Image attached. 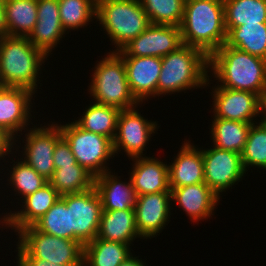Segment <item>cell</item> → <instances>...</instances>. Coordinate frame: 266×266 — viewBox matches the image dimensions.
I'll return each mask as SVG.
<instances>
[{
	"instance_id": "obj_26",
	"label": "cell",
	"mask_w": 266,
	"mask_h": 266,
	"mask_svg": "<svg viewBox=\"0 0 266 266\" xmlns=\"http://www.w3.org/2000/svg\"><path fill=\"white\" fill-rule=\"evenodd\" d=\"M223 6L227 33L243 24L266 22V0H223Z\"/></svg>"
},
{
	"instance_id": "obj_16",
	"label": "cell",
	"mask_w": 266,
	"mask_h": 266,
	"mask_svg": "<svg viewBox=\"0 0 266 266\" xmlns=\"http://www.w3.org/2000/svg\"><path fill=\"white\" fill-rule=\"evenodd\" d=\"M33 95L27 89L0 86V127L14 139L29 125Z\"/></svg>"
},
{
	"instance_id": "obj_20",
	"label": "cell",
	"mask_w": 266,
	"mask_h": 266,
	"mask_svg": "<svg viewBox=\"0 0 266 266\" xmlns=\"http://www.w3.org/2000/svg\"><path fill=\"white\" fill-rule=\"evenodd\" d=\"M170 191L171 201L179 204L192 222L208 219L213 215L220 199L205 183L170 188Z\"/></svg>"
},
{
	"instance_id": "obj_19",
	"label": "cell",
	"mask_w": 266,
	"mask_h": 266,
	"mask_svg": "<svg viewBox=\"0 0 266 266\" xmlns=\"http://www.w3.org/2000/svg\"><path fill=\"white\" fill-rule=\"evenodd\" d=\"M130 178L136 196L158 192H171L168 165L155 157H134Z\"/></svg>"
},
{
	"instance_id": "obj_17",
	"label": "cell",
	"mask_w": 266,
	"mask_h": 266,
	"mask_svg": "<svg viewBox=\"0 0 266 266\" xmlns=\"http://www.w3.org/2000/svg\"><path fill=\"white\" fill-rule=\"evenodd\" d=\"M126 67L130 90L139 103L157 96V84L161 72L160 57L121 56ZM148 97V99H147Z\"/></svg>"
},
{
	"instance_id": "obj_28",
	"label": "cell",
	"mask_w": 266,
	"mask_h": 266,
	"mask_svg": "<svg viewBox=\"0 0 266 266\" xmlns=\"http://www.w3.org/2000/svg\"><path fill=\"white\" fill-rule=\"evenodd\" d=\"M92 103L75 123L86 131L106 136L113 141L121 110L97 102Z\"/></svg>"
},
{
	"instance_id": "obj_4",
	"label": "cell",
	"mask_w": 266,
	"mask_h": 266,
	"mask_svg": "<svg viewBox=\"0 0 266 266\" xmlns=\"http://www.w3.org/2000/svg\"><path fill=\"white\" fill-rule=\"evenodd\" d=\"M157 95L208 86L209 57L200 49L183 44L161 58Z\"/></svg>"
},
{
	"instance_id": "obj_35",
	"label": "cell",
	"mask_w": 266,
	"mask_h": 266,
	"mask_svg": "<svg viewBox=\"0 0 266 266\" xmlns=\"http://www.w3.org/2000/svg\"><path fill=\"white\" fill-rule=\"evenodd\" d=\"M12 161L16 165L13 164L8 181L14 187L16 194L22 195V198L34 193L49 182L24 160L18 162Z\"/></svg>"
},
{
	"instance_id": "obj_13",
	"label": "cell",
	"mask_w": 266,
	"mask_h": 266,
	"mask_svg": "<svg viewBox=\"0 0 266 266\" xmlns=\"http://www.w3.org/2000/svg\"><path fill=\"white\" fill-rule=\"evenodd\" d=\"M23 155L20 160H24L34 170L48 181L52 178L55 167L53 163V153L57 140L62 136L60 125L41 126L30 128L25 134Z\"/></svg>"
},
{
	"instance_id": "obj_43",
	"label": "cell",
	"mask_w": 266,
	"mask_h": 266,
	"mask_svg": "<svg viewBox=\"0 0 266 266\" xmlns=\"http://www.w3.org/2000/svg\"><path fill=\"white\" fill-rule=\"evenodd\" d=\"M260 114H262L261 122L266 125V91L261 95Z\"/></svg>"
},
{
	"instance_id": "obj_30",
	"label": "cell",
	"mask_w": 266,
	"mask_h": 266,
	"mask_svg": "<svg viewBox=\"0 0 266 266\" xmlns=\"http://www.w3.org/2000/svg\"><path fill=\"white\" fill-rule=\"evenodd\" d=\"M49 183L63 196L89 190L94 186V176L79 164L60 166Z\"/></svg>"
},
{
	"instance_id": "obj_7",
	"label": "cell",
	"mask_w": 266,
	"mask_h": 266,
	"mask_svg": "<svg viewBox=\"0 0 266 266\" xmlns=\"http://www.w3.org/2000/svg\"><path fill=\"white\" fill-rule=\"evenodd\" d=\"M18 258L43 259L64 266H83L84 246L72 239L38 231L33 225L18 231Z\"/></svg>"
},
{
	"instance_id": "obj_6",
	"label": "cell",
	"mask_w": 266,
	"mask_h": 266,
	"mask_svg": "<svg viewBox=\"0 0 266 266\" xmlns=\"http://www.w3.org/2000/svg\"><path fill=\"white\" fill-rule=\"evenodd\" d=\"M94 69L88 89L94 102L120 110L140 104L130 90L124 60L117 52L111 51Z\"/></svg>"
},
{
	"instance_id": "obj_3",
	"label": "cell",
	"mask_w": 266,
	"mask_h": 266,
	"mask_svg": "<svg viewBox=\"0 0 266 266\" xmlns=\"http://www.w3.org/2000/svg\"><path fill=\"white\" fill-rule=\"evenodd\" d=\"M45 59L47 56L27 37L4 36L0 39V86L23 88L35 94Z\"/></svg>"
},
{
	"instance_id": "obj_32",
	"label": "cell",
	"mask_w": 266,
	"mask_h": 266,
	"mask_svg": "<svg viewBox=\"0 0 266 266\" xmlns=\"http://www.w3.org/2000/svg\"><path fill=\"white\" fill-rule=\"evenodd\" d=\"M150 24L180 27L185 0H139Z\"/></svg>"
},
{
	"instance_id": "obj_11",
	"label": "cell",
	"mask_w": 266,
	"mask_h": 266,
	"mask_svg": "<svg viewBox=\"0 0 266 266\" xmlns=\"http://www.w3.org/2000/svg\"><path fill=\"white\" fill-rule=\"evenodd\" d=\"M135 109L136 107L121 110L119 114L113 139L114 154L122 149L129 158L142 157L151 134L158 127L156 121H149Z\"/></svg>"
},
{
	"instance_id": "obj_12",
	"label": "cell",
	"mask_w": 266,
	"mask_h": 266,
	"mask_svg": "<svg viewBox=\"0 0 266 266\" xmlns=\"http://www.w3.org/2000/svg\"><path fill=\"white\" fill-rule=\"evenodd\" d=\"M182 45L180 27L150 24L143 33L130 40L117 53L120 56L162 58Z\"/></svg>"
},
{
	"instance_id": "obj_29",
	"label": "cell",
	"mask_w": 266,
	"mask_h": 266,
	"mask_svg": "<svg viewBox=\"0 0 266 266\" xmlns=\"http://www.w3.org/2000/svg\"><path fill=\"white\" fill-rule=\"evenodd\" d=\"M225 44L266 60V22L232 28Z\"/></svg>"
},
{
	"instance_id": "obj_40",
	"label": "cell",
	"mask_w": 266,
	"mask_h": 266,
	"mask_svg": "<svg viewBox=\"0 0 266 266\" xmlns=\"http://www.w3.org/2000/svg\"><path fill=\"white\" fill-rule=\"evenodd\" d=\"M18 266H64L43 259H18Z\"/></svg>"
},
{
	"instance_id": "obj_42",
	"label": "cell",
	"mask_w": 266,
	"mask_h": 266,
	"mask_svg": "<svg viewBox=\"0 0 266 266\" xmlns=\"http://www.w3.org/2000/svg\"><path fill=\"white\" fill-rule=\"evenodd\" d=\"M120 266H145L144 261L138 259V257L130 256L125 262H122ZM147 266V265H146Z\"/></svg>"
},
{
	"instance_id": "obj_2",
	"label": "cell",
	"mask_w": 266,
	"mask_h": 266,
	"mask_svg": "<svg viewBox=\"0 0 266 266\" xmlns=\"http://www.w3.org/2000/svg\"><path fill=\"white\" fill-rule=\"evenodd\" d=\"M180 30L183 44L210 57L227 38L223 0H185Z\"/></svg>"
},
{
	"instance_id": "obj_9",
	"label": "cell",
	"mask_w": 266,
	"mask_h": 266,
	"mask_svg": "<svg viewBox=\"0 0 266 266\" xmlns=\"http://www.w3.org/2000/svg\"><path fill=\"white\" fill-rule=\"evenodd\" d=\"M60 198L70 210V230L74 233V241L83 246L93 241L98 233L102 213V204L95 187Z\"/></svg>"
},
{
	"instance_id": "obj_22",
	"label": "cell",
	"mask_w": 266,
	"mask_h": 266,
	"mask_svg": "<svg viewBox=\"0 0 266 266\" xmlns=\"http://www.w3.org/2000/svg\"><path fill=\"white\" fill-rule=\"evenodd\" d=\"M118 178L111 171L94 177V187L100 197L102 211L135 210L136 194L131 178L128 182Z\"/></svg>"
},
{
	"instance_id": "obj_5",
	"label": "cell",
	"mask_w": 266,
	"mask_h": 266,
	"mask_svg": "<svg viewBox=\"0 0 266 266\" xmlns=\"http://www.w3.org/2000/svg\"><path fill=\"white\" fill-rule=\"evenodd\" d=\"M96 18L119 51L150 25L139 0H97Z\"/></svg>"
},
{
	"instance_id": "obj_36",
	"label": "cell",
	"mask_w": 266,
	"mask_h": 266,
	"mask_svg": "<svg viewBox=\"0 0 266 266\" xmlns=\"http://www.w3.org/2000/svg\"><path fill=\"white\" fill-rule=\"evenodd\" d=\"M66 31L61 20H37L34 29L27 37L30 42L40 49L47 57L60 42Z\"/></svg>"
},
{
	"instance_id": "obj_14",
	"label": "cell",
	"mask_w": 266,
	"mask_h": 266,
	"mask_svg": "<svg viewBox=\"0 0 266 266\" xmlns=\"http://www.w3.org/2000/svg\"><path fill=\"white\" fill-rule=\"evenodd\" d=\"M213 118L241 121L253 124L254 118L260 114L261 97L258 94L214 87Z\"/></svg>"
},
{
	"instance_id": "obj_21",
	"label": "cell",
	"mask_w": 266,
	"mask_h": 266,
	"mask_svg": "<svg viewBox=\"0 0 266 266\" xmlns=\"http://www.w3.org/2000/svg\"><path fill=\"white\" fill-rule=\"evenodd\" d=\"M174 158L173 163L168 165L169 188L205 183L201 149L184 141Z\"/></svg>"
},
{
	"instance_id": "obj_24",
	"label": "cell",
	"mask_w": 266,
	"mask_h": 266,
	"mask_svg": "<svg viewBox=\"0 0 266 266\" xmlns=\"http://www.w3.org/2000/svg\"><path fill=\"white\" fill-rule=\"evenodd\" d=\"M131 255L129 244L95 238L84 245L83 266H120Z\"/></svg>"
},
{
	"instance_id": "obj_39",
	"label": "cell",
	"mask_w": 266,
	"mask_h": 266,
	"mask_svg": "<svg viewBox=\"0 0 266 266\" xmlns=\"http://www.w3.org/2000/svg\"><path fill=\"white\" fill-rule=\"evenodd\" d=\"M15 144L14 138L0 127V159L12 154L10 152Z\"/></svg>"
},
{
	"instance_id": "obj_8",
	"label": "cell",
	"mask_w": 266,
	"mask_h": 266,
	"mask_svg": "<svg viewBox=\"0 0 266 266\" xmlns=\"http://www.w3.org/2000/svg\"><path fill=\"white\" fill-rule=\"evenodd\" d=\"M62 136L69 143L77 163L94 177L109 171L108 159L114 157L113 141L79 127L74 121L61 125Z\"/></svg>"
},
{
	"instance_id": "obj_27",
	"label": "cell",
	"mask_w": 266,
	"mask_h": 266,
	"mask_svg": "<svg viewBox=\"0 0 266 266\" xmlns=\"http://www.w3.org/2000/svg\"><path fill=\"white\" fill-rule=\"evenodd\" d=\"M213 120L210 129L213 146L241 154L252 124L222 118H214Z\"/></svg>"
},
{
	"instance_id": "obj_31",
	"label": "cell",
	"mask_w": 266,
	"mask_h": 266,
	"mask_svg": "<svg viewBox=\"0 0 266 266\" xmlns=\"http://www.w3.org/2000/svg\"><path fill=\"white\" fill-rule=\"evenodd\" d=\"M60 20L65 31L86 27L96 19L97 0H58Z\"/></svg>"
},
{
	"instance_id": "obj_18",
	"label": "cell",
	"mask_w": 266,
	"mask_h": 266,
	"mask_svg": "<svg viewBox=\"0 0 266 266\" xmlns=\"http://www.w3.org/2000/svg\"><path fill=\"white\" fill-rule=\"evenodd\" d=\"M59 198L60 195L57 190L48 182L42 188L22 199L24 205L22 204L23 207L20 211L14 213L10 211L3 216V221L0 220V222L3 223L2 226L8 225V228L12 227L15 232H18L37 222Z\"/></svg>"
},
{
	"instance_id": "obj_37",
	"label": "cell",
	"mask_w": 266,
	"mask_h": 266,
	"mask_svg": "<svg viewBox=\"0 0 266 266\" xmlns=\"http://www.w3.org/2000/svg\"><path fill=\"white\" fill-rule=\"evenodd\" d=\"M53 163L55 170L60 166H72L78 164L69 143L63 136L57 140L53 153Z\"/></svg>"
},
{
	"instance_id": "obj_25",
	"label": "cell",
	"mask_w": 266,
	"mask_h": 266,
	"mask_svg": "<svg viewBox=\"0 0 266 266\" xmlns=\"http://www.w3.org/2000/svg\"><path fill=\"white\" fill-rule=\"evenodd\" d=\"M8 36L28 37L37 22V0H4Z\"/></svg>"
},
{
	"instance_id": "obj_10",
	"label": "cell",
	"mask_w": 266,
	"mask_h": 266,
	"mask_svg": "<svg viewBox=\"0 0 266 266\" xmlns=\"http://www.w3.org/2000/svg\"><path fill=\"white\" fill-rule=\"evenodd\" d=\"M204 160V181L210 189L220 197V193L229 189L236 182L242 180L246 174L242 165L241 154L218 149L202 148Z\"/></svg>"
},
{
	"instance_id": "obj_33",
	"label": "cell",
	"mask_w": 266,
	"mask_h": 266,
	"mask_svg": "<svg viewBox=\"0 0 266 266\" xmlns=\"http://www.w3.org/2000/svg\"><path fill=\"white\" fill-rule=\"evenodd\" d=\"M33 226L45 234L74 240V233L70 230V210L61 198Z\"/></svg>"
},
{
	"instance_id": "obj_15",
	"label": "cell",
	"mask_w": 266,
	"mask_h": 266,
	"mask_svg": "<svg viewBox=\"0 0 266 266\" xmlns=\"http://www.w3.org/2000/svg\"><path fill=\"white\" fill-rule=\"evenodd\" d=\"M171 192H158L136 196V228L141 238L157 236L170 219Z\"/></svg>"
},
{
	"instance_id": "obj_41",
	"label": "cell",
	"mask_w": 266,
	"mask_h": 266,
	"mask_svg": "<svg viewBox=\"0 0 266 266\" xmlns=\"http://www.w3.org/2000/svg\"><path fill=\"white\" fill-rule=\"evenodd\" d=\"M4 0H0V39L7 36V26L5 21Z\"/></svg>"
},
{
	"instance_id": "obj_34",
	"label": "cell",
	"mask_w": 266,
	"mask_h": 266,
	"mask_svg": "<svg viewBox=\"0 0 266 266\" xmlns=\"http://www.w3.org/2000/svg\"><path fill=\"white\" fill-rule=\"evenodd\" d=\"M258 123L251 125L247 141L241 152L245 172L248 171L247 168L252 166L266 170V125L262 122Z\"/></svg>"
},
{
	"instance_id": "obj_1",
	"label": "cell",
	"mask_w": 266,
	"mask_h": 266,
	"mask_svg": "<svg viewBox=\"0 0 266 266\" xmlns=\"http://www.w3.org/2000/svg\"><path fill=\"white\" fill-rule=\"evenodd\" d=\"M219 87L258 94L266 91V60L223 44L209 57Z\"/></svg>"
},
{
	"instance_id": "obj_23",
	"label": "cell",
	"mask_w": 266,
	"mask_h": 266,
	"mask_svg": "<svg viewBox=\"0 0 266 266\" xmlns=\"http://www.w3.org/2000/svg\"><path fill=\"white\" fill-rule=\"evenodd\" d=\"M137 237L135 210L102 211L96 238L130 245Z\"/></svg>"
},
{
	"instance_id": "obj_38",
	"label": "cell",
	"mask_w": 266,
	"mask_h": 266,
	"mask_svg": "<svg viewBox=\"0 0 266 266\" xmlns=\"http://www.w3.org/2000/svg\"><path fill=\"white\" fill-rule=\"evenodd\" d=\"M37 20H60L58 0H37Z\"/></svg>"
}]
</instances>
